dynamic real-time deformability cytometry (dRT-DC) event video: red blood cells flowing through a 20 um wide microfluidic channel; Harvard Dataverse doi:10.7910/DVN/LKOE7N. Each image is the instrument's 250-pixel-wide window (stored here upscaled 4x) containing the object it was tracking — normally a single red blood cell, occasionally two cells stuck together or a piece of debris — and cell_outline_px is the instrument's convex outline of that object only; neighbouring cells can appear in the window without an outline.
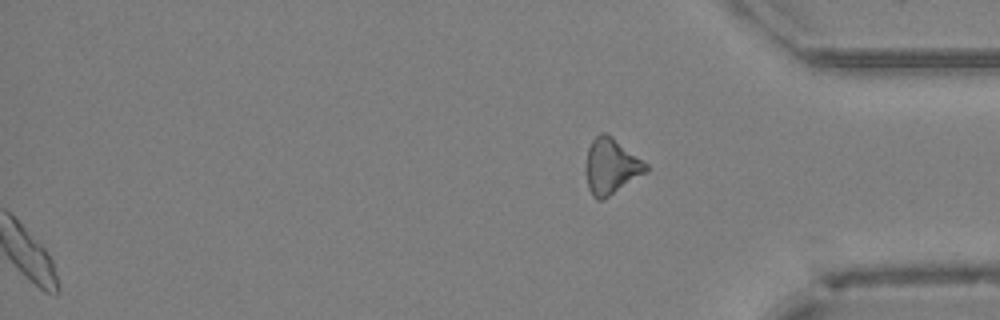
{"species": "Egyptian fruit bat (a non-hibernating species)", "species_latin": "Rousettus aegyptiacus", "temperature_condition": "cold", "stored_images_in_passage": 42, "segment_of_instrument_passage": [2, 2], "camera_frame_rate_fps": 3000, "um_per_image_px": 0.085, "animal": {"sex": "female"}, "frame": {"image": 1, "passage_image": 42, "time_ms": 13.667, "image_size_px": [1000, 320], "cell_outline_px": [[648, 172], [604, 200], [596, 200], [592, 196], [588, 188], [584, 172], [584, 164], [588, 148], [592, 140], [600, 132], [604, 132], [612, 136], [648, 164]], "centroid_in_image_um": [51.92, 14.16], "position_along_channel_um": 383.3, "area_um2": 20.06}}